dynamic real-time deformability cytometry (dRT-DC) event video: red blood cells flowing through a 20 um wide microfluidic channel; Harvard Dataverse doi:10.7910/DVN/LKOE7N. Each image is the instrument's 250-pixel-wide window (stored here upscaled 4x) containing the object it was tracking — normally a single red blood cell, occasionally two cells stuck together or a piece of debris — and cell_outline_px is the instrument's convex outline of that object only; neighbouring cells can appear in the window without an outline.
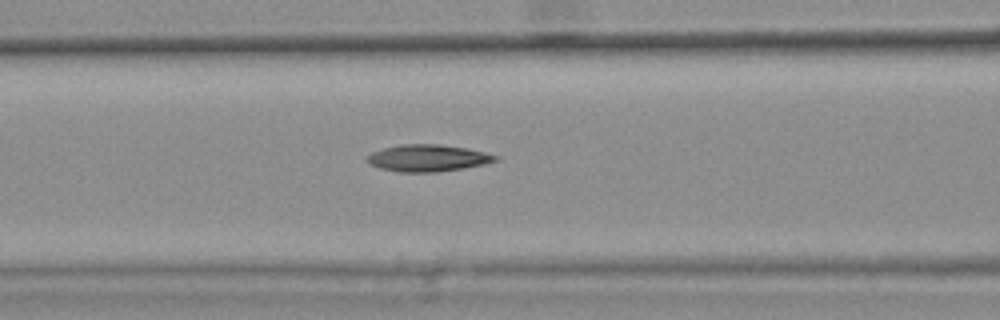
{"species": "common noctule bat (a hibernating species)", "species_latin": "Nyctalus noctula", "temperature_condition": "warm", "stored_images_in_passage": 47, "camera_frame_rate_fps": 3000, "um_per_image_px": 0.085, "animal": {"sex": "female", "body_mass_g": 25.1}, "frame": {"image": 1, "passage_image": 21, "time_ms": 6.667, "image_size_px": [1000, 320], "cell_outline_px": [[500, 160], [484, 164], [464, 168], [436, 172], [396, 172], [380, 168], [368, 164], [364, 160], [372, 152], [384, 148], [400, 144], [440, 144], [468, 148], [500, 156]], "centroid_in_image_um": [36.36, 13.43], "position_along_channel_um": 130.2, "area_um2": 20.35}, "authors_computed_cell_mechanics": {"area_um2": 19.5364, "velocity_mm_per_s": 3.7862, "shape_relaxation_time_tau1_ms": null, "shape_relaxation_time_tau2_ms": 6.1947, "deformation_change_tau1": null, "deformation_change_tau2": 0.1654}}